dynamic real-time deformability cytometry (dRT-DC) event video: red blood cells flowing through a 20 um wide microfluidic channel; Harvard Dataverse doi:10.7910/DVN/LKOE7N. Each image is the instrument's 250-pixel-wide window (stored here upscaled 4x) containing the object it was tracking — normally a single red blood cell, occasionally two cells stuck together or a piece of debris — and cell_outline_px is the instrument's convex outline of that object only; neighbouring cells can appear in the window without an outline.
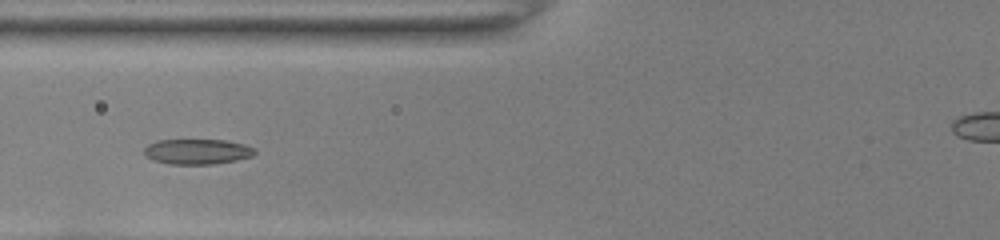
{"species": "common noctule bat (a hibernating species)", "species_latin": "Nyctalus noctula", "temperature_condition": "room temperature", "stored_images_in_passage": 45, "camera_frame_rate_fps": 3000, "um_per_image_px": 0.085, "animal": {"sex": "female", "body_mass_g": 22.0, "forearm_length_mm": 56.7}, "frame": {"image": 1, "passage_image": 17, "time_ms": 5.333, "image_size_px": [1000, 240], "cell_outline_px": [[256, 152], [252, 156], [236, 160], [212, 164], [168, 164], [152, 160], [144, 152], [144, 148], [148, 144], [156, 140], [228, 140], [244, 144], [256, 148]], "centroid_in_image_um": [16.78, 12.88], "position_along_channel_um": 109.0, "area_um2": 16.36}}
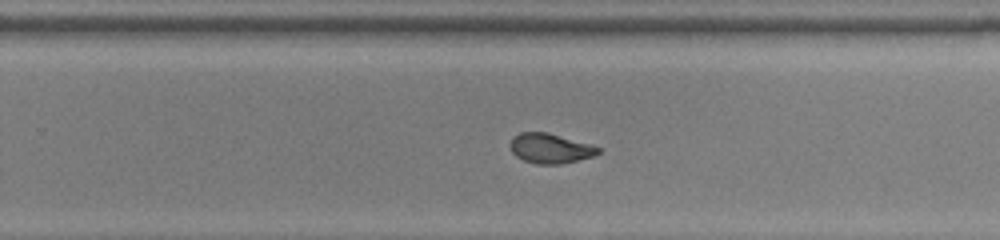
{"frame": {"image": 2, "passage_image": 30, "time_ms": 9.667, "image_size_px": [1000, 240], "cell_outline_px": [[600, 152], [592, 156], [560, 164], [536, 164], [524, 160], [516, 156], [512, 152], [508, 144], [512, 136], [520, 132], [548, 132], [588, 144], [600, 148]], "centroid_in_image_um": [46.69, 12.6], "position_along_channel_um": 283.1, "area_um2": 15.2}}
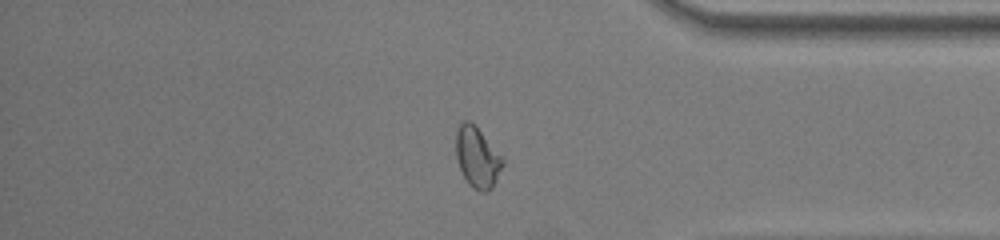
{"frame": {"image": 3, "passage_image": 39, "time_ms": 12.667, "image_size_px": [1000, 240], "cell_outline_px": [[504, 164], [492, 188], [488, 192], [480, 192], [472, 188], [468, 184], [460, 168], [456, 156], [456, 132], [460, 120], [468, 120], [476, 124], [504, 160]], "centroid_in_image_um": [40.56, 13.35], "position_along_channel_um": 394.6, "area_um2": 16.7}}